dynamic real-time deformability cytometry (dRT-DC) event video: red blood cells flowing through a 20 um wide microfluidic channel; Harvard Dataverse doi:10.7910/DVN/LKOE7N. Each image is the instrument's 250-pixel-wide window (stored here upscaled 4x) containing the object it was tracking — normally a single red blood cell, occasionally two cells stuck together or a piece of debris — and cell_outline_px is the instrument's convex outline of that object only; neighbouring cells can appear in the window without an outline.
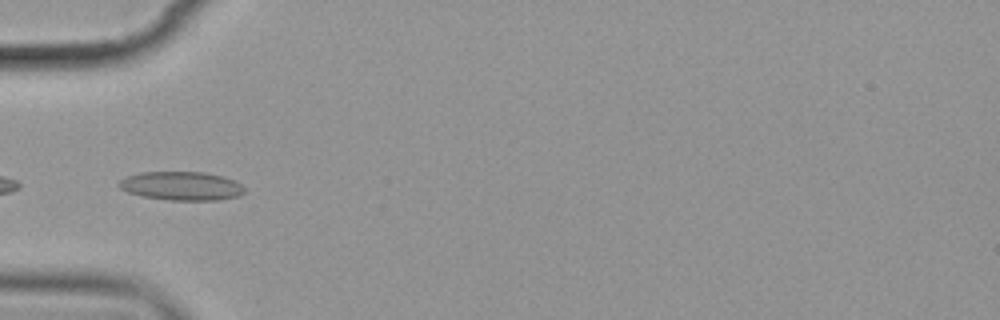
{"species": "common noctule bat (a hibernating species)", "species_latin": "Nyctalus noctula", "temperature_condition": "cold", "stored_images_in_passage": 10, "camera_frame_rate_fps": 3000, "um_per_image_px": 0.085, "animal": {"sex": "female", "body_mass_g": 19.9}, "frame": {"image": 1, "passage_image": 6, "time_ms": 6.0, "image_size_px": [1000, 320], "cell_outline_px": [[244, 192], [236, 196], [216, 200], [168, 200], [140, 196], [128, 192], [120, 188], [116, 184], [120, 180], [128, 176], [140, 172], [204, 172], [224, 176], [240, 184], [244, 188]], "centroid_in_image_um": [15.38, 15.8], "position_along_channel_um": 69.6, "area_um2": 20.92}}
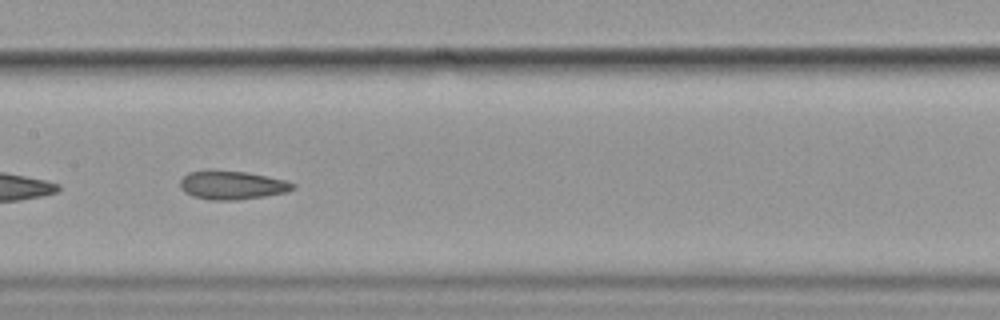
{"frame": {"image": 2, "passage_image": 9, "time_ms": 9.333, "image_size_px": [1000, 320], "cell_outline_px": [[296, 188], [288, 192], [264, 196], [236, 200], [208, 200], [192, 196], [184, 192], [180, 188], [180, 180], [188, 172], [208, 168], [244, 172], [284, 180], [296, 184]], "centroid_in_image_um": [19.67, 15.72], "position_along_channel_um": 187.7, "area_um2": 19.13}}
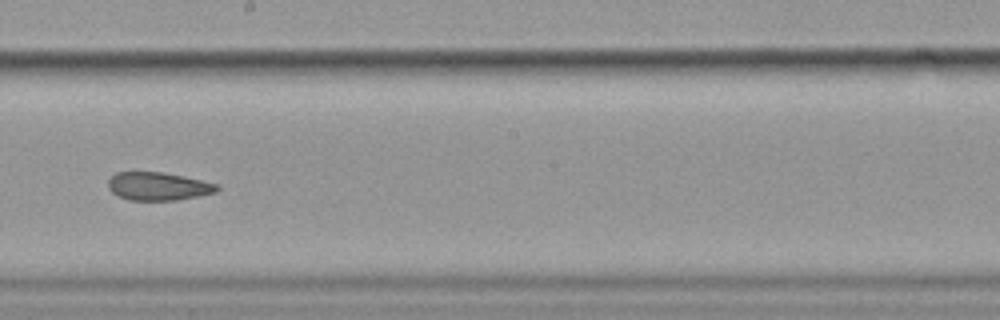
{"frame": {"image": 3, "passage_image": 10, "time_ms": 10.667, "image_size_px": [1000, 320], "cell_outline_px": [[220, 188], [216, 192], [176, 200], [128, 200], [112, 192], [108, 188], [108, 180], [116, 172], [160, 172], [184, 176], [220, 184]], "centroid_in_image_um": [13.46, 15.83], "position_along_channel_um": 234.7, "area_um2": 17.8}}